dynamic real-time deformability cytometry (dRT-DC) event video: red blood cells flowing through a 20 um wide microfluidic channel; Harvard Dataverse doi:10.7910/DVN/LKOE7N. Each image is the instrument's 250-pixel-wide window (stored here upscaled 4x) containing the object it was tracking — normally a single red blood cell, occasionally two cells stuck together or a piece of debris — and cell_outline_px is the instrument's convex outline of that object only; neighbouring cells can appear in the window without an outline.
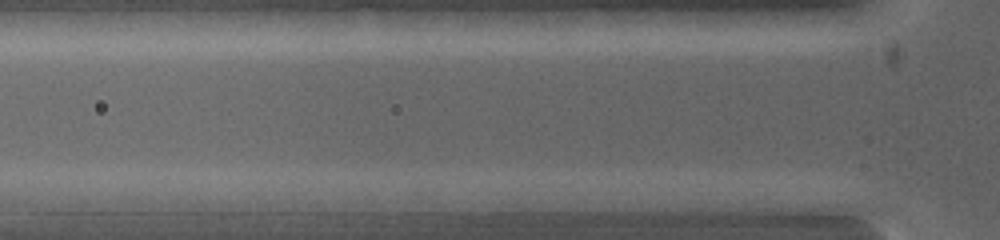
{"species": "common noctule bat (a hibernating species)", "species_latin": "Nyctalus noctula", "temperature_condition": "warm", "stored_images_in_passage": 4, "segment_of_instrument_passage": [2, 2], "camera_frame_rate_fps": 5000, "um_per_image_px": 0.085, "animal": {"sex": "female", "body_mass_g": 19.0, "forearm_length_mm": 53.3}, "frame": {"image": 1, "passage_image": 4, "time_ms": 1.0, "image_size_px": [1000, 240], "cell_outline_px": [[788, 200], [784, 216], [776, 216], [664, 208], [636, 200], [636, 192], [776, 192]], "centroid_in_image_um": [61.14, 17.16], "position_along_channel_um": 64.7, "area_um2": 20.11}}